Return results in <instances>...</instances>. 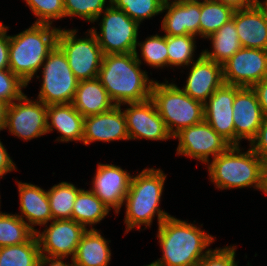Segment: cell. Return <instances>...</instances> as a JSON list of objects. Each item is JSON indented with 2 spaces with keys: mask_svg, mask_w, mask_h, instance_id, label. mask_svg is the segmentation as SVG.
Returning a JSON list of instances; mask_svg holds the SVG:
<instances>
[{
  "mask_svg": "<svg viewBox=\"0 0 267 266\" xmlns=\"http://www.w3.org/2000/svg\"><path fill=\"white\" fill-rule=\"evenodd\" d=\"M264 115L257 96L251 87H241L233 103L235 146L247 140L250 143L257 135Z\"/></svg>",
  "mask_w": 267,
  "mask_h": 266,
  "instance_id": "d6986e66",
  "label": "cell"
},
{
  "mask_svg": "<svg viewBox=\"0 0 267 266\" xmlns=\"http://www.w3.org/2000/svg\"><path fill=\"white\" fill-rule=\"evenodd\" d=\"M120 106L126 107L122 109H124L130 141L147 139L163 142L173 139L151 99L143 102L124 103Z\"/></svg>",
  "mask_w": 267,
  "mask_h": 266,
  "instance_id": "7c38bea8",
  "label": "cell"
},
{
  "mask_svg": "<svg viewBox=\"0 0 267 266\" xmlns=\"http://www.w3.org/2000/svg\"><path fill=\"white\" fill-rule=\"evenodd\" d=\"M205 40L210 41L211 50L203 49L202 54L207 59L221 65L242 48L233 19H230Z\"/></svg>",
  "mask_w": 267,
  "mask_h": 266,
  "instance_id": "4316f807",
  "label": "cell"
},
{
  "mask_svg": "<svg viewBox=\"0 0 267 266\" xmlns=\"http://www.w3.org/2000/svg\"><path fill=\"white\" fill-rule=\"evenodd\" d=\"M111 3L139 25L162 14L163 3L160 0H111Z\"/></svg>",
  "mask_w": 267,
  "mask_h": 266,
  "instance_id": "836d02e7",
  "label": "cell"
},
{
  "mask_svg": "<svg viewBox=\"0 0 267 266\" xmlns=\"http://www.w3.org/2000/svg\"><path fill=\"white\" fill-rule=\"evenodd\" d=\"M161 13V32L164 35L182 36L194 35L199 37V22L201 15V0H182L165 3Z\"/></svg>",
  "mask_w": 267,
  "mask_h": 266,
  "instance_id": "ffe728a7",
  "label": "cell"
},
{
  "mask_svg": "<svg viewBox=\"0 0 267 266\" xmlns=\"http://www.w3.org/2000/svg\"><path fill=\"white\" fill-rule=\"evenodd\" d=\"M39 257L36 234L26 243L0 247V266H38Z\"/></svg>",
  "mask_w": 267,
  "mask_h": 266,
  "instance_id": "4dcf8cb0",
  "label": "cell"
},
{
  "mask_svg": "<svg viewBox=\"0 0 267 266\" xmlns=\"http://www.w3.org/2000/svg\"><path fill=\"white\" fill-rule=\"evenodd\" d=\"M47 134L57 131L60 135L56 142L70 143L83 141L84 117L72 103L47 106Z\"/></svg>",
  "mask_w": 267,
  "mask_h": 266,
  "instance_id": "603a6c76",
  "label": "cell"
},
{
  "mask_svg": "<svg viewBox=\"0 0 267 266\" xmlns=\"http://www.w3.org/2000/svg\"><path fill=\"white\" fill-rule=\"evenodd\" d=\"M175 216H169L157 228L156 237L162 256L151 266H196L212 249L216 237L199 226Z\"/></svg>",
  "mask_w": 267,
  "mask_h": 266,
  "instance_id": "6da1fadb",
  "label": "cell"
},
{
  "mask_svg": "<svg viewBox=\"0 0 267 266\" xmlns=\"http://www.w3.org/2000/svg\"><path fill=\"white\" fill-rule=\"evenodd\" d=\"M96 168L89 189L117 215L123 207L132 175L115 164L99 162Z\"/></svg>",
  "mask_w": 267,
  "mask_h": 266,
  "instance_id": "5bb4252c",
  "label": "cell"
},
{
  "mask_svg": "<svg viewBox=\"0 0 267 266\" xmlns=\"http://www.w3.org/2000/svg\"><path fill=\"white\" fill-rule=\"evenodd\" d=\"M9 106V103L0 99V132L5 130Z\"/></svg>",
  "mask_w": 267,
  "mask_h": 266,
  "instance_id": "f6af8a7d",
  "label": "cell"
},
{
  "mask_svg": "<svg viewBox=\"0 0 267 266\" xmlns=\"http://www.w3.org/2000/svg\"><path fill=\"white\" fill-rule=\"evenodd\" d=\"M134 54L141 65L146 64L153 69L168 68L167 35L152 34L147 36L144 41H139L138 38Z\"/></svg>",
  "mask_w": 267,
  "mask_h": 266,
  "instance_id": "83f0119b",
  "label": "cell"
},
{
  "mask_svg": "<svg viewBox=\"0 0 267 266\" xmlns=\"http://www.w3.org/2000/svg\"><path fill=\"white\" fill-rule=\"evenodd\" d=\"M194 35L170 36L167 35L168 67L173 71L178 67L184 69L196 61V39ZM175 67V68H174Z\"/></svg>",
  "mask_w": 267,
  "mask_h": 266,
  "instance_id": "d6a6232c",
  "label": "cell"
},
{
  "mask_svg": "<svg viewBox=\"0 0 267 266\" xmlns=\"http://www.w3.org/2000/svg\"><path fill=\"white\" fill-rule=\"evenodd\" d=\"M256 4L263 10V12L267 15V0H259Z\"/></svg>",
  "mask_w": 267,
  "mask_h": 266,
  "instance_id": "bcb514c9",
  "label": "cell"
},
{
  "mask_svg": "<svg viewBox=\"0 0 267 266\" xmlns=\"http://www.w3.org/2000/svg\"><path fill=\"white\" fill-rule=\"evenodd\" d=\"M174 82L155 80L150 97L172 137L204 121V103L192 99Z\"/></svg>",
  "mask_w": 267,
  "mask_h": 266,
  "instance_id": "8992f818",
  "label": "cell"
},
{
  "mask_svg": "<svg viewBox=\"0 0 267 266\" xmlns=\"http://www.w3.org/2000/svg\"><path fill=\"white\" fill-rule=\"evenodd\" d=\"M43 231L37 230L36 236L40 253L74 258L77 246L87 229L72 219L51 220Z\"/></svg>",
  "mask_w": 267,
  "mask_h": 266,
  "instance_id": "9a60e30c",
  "label": "cell"
},
{
  "mask_svg": "<svg viewBox=\"0 0 267 266\" xmlns=\"http://www.w3.org/2000/svg\"><path fill=\"white\" fill-rule=\"evenodd\" d=\"M60 26L32 23L16 35H9V69L26 85L37 76L49 52L57 44Z\"/></svg>",
  "mask_w": 267,
  "mask_h": 266,
  "instance_id": "5b68a950",
  "label": "cell"
},
{
  "mask_svg": "<svg viewBox=\"0 0 267 266\" xmlns=\"http://www.w3.org/2000/svg\"><path fill=\"white\" fill-rule=\"evenodd\" d=\"M234 9L217 0H201L199 37L208 38L232 19Z\"/></svg>",
  "mask_w": 267,
  "mask_h": 266,
  "instance_id": "f1b7e54d",
  "label": "cell"
},
{
  "mask_svg": "<svg viewBox=\"0 0 267 266\" xmlns=\"http://www.w3.org/2000/svg\"><path fill=\"white\" fill-rule=\"evenodd\" d=\"M78 30L60 27L57 45L64 52L73 74L79 81L98 78L103 51L89 28L83 32L85 36L81 37L77 34Z\"/></svg>",
  "mask_w": 267,
  "mask_h": 266,
  "instance_id": "9c48e42d",
  "label": "cell"
},
{
  "mask_svg": "<svg viewBox=\"0 0 267 266\" xmlns=\"http://www.w3.org/2000/svg\"><path fill=\"white\" fill-rule=\"evenodd\" d=\"M110 4L111 0H64L65 18L77 17L93 23Z\"/></svg>",
  "mask_w": 267,
  "mask_h": 266,
  "instance_id": "e575fe53",
  "label": "cell"
},
{
  "mask_svg": "<svg viewBox=\"0 0 267 266\" xmlns=\"http://www.w3.org/2000/svg\"><path fill=\"white\" fill-rule=\"evenodd\" d=\"M27 86L10 69L0 70V99L12 104L25 94L23 90Z\"/></svg>",
  "mask_w": 267,
  "mask_h": 266,
  "instance_id": "8d00e7d4",
  "label": "cell"
},
{
  "mask_svg": "<svg viewBox=\"0 0 267 266\" xmlns=\"http://www.w3.org/2000/svg\"><path fill=\"white\" fill-rule=\"evenodd\" d=\"M110 209L90 190L82 188L76 196L71 219L86 229H97L109 214ZM88 226V227H87Z\"/></svg>",
  "mask_w": 267,
  "mask_h": 266,
  "instance_id": "484cf974",
  "label": "cell"
},
{
  "mask_svg": "<svg viewBox=\"0 0 267 266\" xmlns=\"http://www.w3.org/2000/svg\"><path fill=\"white\" fill-rule=\"evenodd\" d=\"M95 22L98 27L92 25L89 30L98 40L104 55L135 51L140 25L124 11L117 9L111 3L92 24Z\"/></svg>",
  "mask_w": 267,
  "mask_h": 266,
  "instance_id": "52a82bcc",
  "label": "cell"
},
{
  "mask_svg": "<svg viewBox=\"0 0 267 266\" xmlns=\"http://www.w3.org/2000/svg\"><path fill=\"white\" fill-rule=\"evenodd\" d=\"M196 58L186 67L188 76L180 88L192 99L205 103L224 84L223 65L207 59L202 52Z\"/></svg>",
  "mask_w": 267,
  "mask_h": 266,
  "instance_id": "e0dca14e",
  "label": "cell"
},
{
  "mask_svg": "<svg viewBox=\"0 0 267 266\" xmlns=\"http://www.w3.org/2000/svg\"><path fill=\"white\" fill-rule=\"evenodd\" d=\"M265 195H267V162H266V173H265Z\"/></svg>",
  "mask_w": 267,
  "mask_h": 266,
  "instance_id": "7dc6e473",
  "label": "cell"
},
{
  "mask_svg": "<svg viewBox=\"0 0 267 266\" xmlns=\"http://www.w3.org/2000/svg\"><path fill=\"white\" fill-rule=\"evenodd\" d=\"M173 139H178L176 154L206 164L232 145L220 136L206 121L182 129Z\"/></svg>",
  "mask_w": 267,
  "mask_h": 266,
  "instance_id": "30bf717a",
  "label": "cell"
},
{
  "mask_svg": "<svg viewBox=\"0 0 267 266\" xmlns=\"http://www.w3.org/2000/svg\"><path fill=\"white\" fill-rule=\"evenodd\" d=\"M35 231L15 212L0 211V247L28 242Z\"/></svg>",
  "mask_w": 267,
  "mask_h": 266,
  "instance_id": "1f68e13d",
  "label": "cell"
},
{
  "mask_svg": "<svg viewBox=\"0 0 267 266\" xmlns=\"http://www.w3.org/2000/svg\"><path fill=\"white\" fill-rule=\"evenodd\" d=\"M251 88L257 96L264 117H267V78L259 81Z\"/></svg>",
  "mask_w": 267,
  "mask_h": 266,
  "instance_id": "7bdbcfd3",
  "label": "cell"
},
{
  "mask_svg": "<svg viewBox=\"0 0 267 266\" xmlns=\"http://www.w3.org/2000/svg\"><path fill=\"white\" fill-rule=\"evenodd\" d=\"M81 189L71 182L61 181L47 190L52 220L71 219L73 205Z\"/></svg>",
  "mask_w": 267,
  "mask_h": 266,
  "instance_id": "f546056e",
  "label": "cell"
},
{
  "mask_svg": "<svg viewBox=\"0 0 267 266\" xmlns=\"http://www.w3.org/2000/svg\"><path fill=\"white\" fill-rule=\"evenodd\" d=\"M68 258L67 256L40 253L38 266H75L73 259L68 260V262L65 261Z\"/></svg>",
  "mask_w": 267,
  "mask_h": 266,
  "instance_id": "b9f144b4",
  "label": "cell"
},
{
  "mask_svg": "<svg viewBox=\"0 0 267 266\" xmlns=\"http://www.w3.org/2000/svg\"><path fill=\"white\" fill-rule=\"evenodd\" d=\"M240 86L223 84L204 103V121L235 146L233 103Z\"/></svg>",
  "mask_w": 267,
  "mask_h": 266,
  "instance_id": "2e32d148",
  "label": "cell"
},
{
  "mask_svg": "<svg viewBox=\"0 0 267 266\" xmlns=\"http://www.w3.org/2000/svg\"><path fill=\"white\" fill-rule=\"evenodd\" d=\"M130 141L127 131L126 117L122 106L100 114L84 117L83 141L87 146L93 142Z\"/></svg>",
  "mask_w": 267,
  "mask_h": 266,
  "instance_id": "ac0fdd59",
  "label": "cell"
},
{
  "mask_svg": "<svg viewBox=\"0 0 267 266\" xmlns=\"http://www.w3.org/2000/svg\"><path fill=\"white\" fill-rule=\"evenodd\" d=\"M248 145L255 154L267 162V117H264L256 137Z\"/></svg>",
  "mask_w": 267,
  "mask_h": 266,
  "instance_id": "f35d334b",
  "label": "cell"
},
{
  "mask_svg": "<svg viewBox=\"0 0 267 266\" xmlns=\"http://www.w3.org/2000/svg\"><path fill=\"white\" fill-rule=\"evenodd\" d=\"M141 66L134 52L103 56L98 79L115 105L150 99L155 80Z\"/></svg>",
  "mask_w": 267,
  "mask_h": 266,
  "instance_id": "3957f363",
  "label": "cell"
},
{
  "mask_svg": "<svg viewBox=\"0 0 267 266\" xmlns=\"http://www.w3.org/2000/svg\"><path fill=\"white\" fill-rule=\"evenodd\" d=\"M244 150L242 146H231L206 164L208 180L215 189L223 191L247 187L264 194L266 162L250 147Z\"/></svg>",
  "mask_w": 267,
  "mask_h": 266,
  "instance_id": "277c9868",
  "label": "cell"
},
{
  "mask_svg": "<svg viewBox=\"0 0 267 266\" xmlns=\"http://www.w3.org/2000/svg\"><path fill=\"white\" fill-rule=\"evenodd\" d=\"M9 28L6 24L0 27V70L9 69Z\"/></svg>",
  "mask_w": 267,
  "mask_h": 266,
  "instance_id": "ab89813d",
  "label": "cell"
},
{
  "mask_svg": "<svg viewBox=\"0 0 267 266\" xmlns=\"http://www.w3.org/2000/svg\"><path fill=\"white\" fill-rule=\"evenodd\" d=\"M109 243L101 230L87 229L73 258L75 266H108L112 256Z\"/></svg>",
  "mask_w": 267,
  "mask_h": 266,
  "instance_id": "d4e9b609",
  "label": "cell"
},
{
  "mask_svg": "<svg viewBox=\"0 0 267 266\" xmlns=\"http://www.w3.org/2000/svg\"><path fill=\"white\" fill-rule=\"evenodd\" d=\"M16 183L20 205V214H16L36 232L37 226L41 228L52 220L47 190L30 182L16 180Z\"/></svg>",
  "mask_w": 267,
  "mask_h": 266,
  "instance_id": "44dd1931",
  "label": "cell"
},
{
  "mask_svg": "<svg viewBox=\"0 0 267 266\" xmlns=\"http://www.w3.org/2000/svg\"><path fill=\"white\" fill-rule=\"evenodd\" d=\"M232 19L242 47L267 50V15L256 3L235 10Z\"/></svg>",
  "mask_w": 267,
  "mask_h": 266,
  "instance_id": "7402d4cb",
  "label": "cell"
},
{
  "mask_svg": "<svg viewBox=\"0 0 267 266\" xmlns=\"http://www.w3.org/2000/svg\"><path fill=\"white\" fill-rule=\"evenodd\" d=\"M37 20L34 23L50 24L65 18L64 0H23Z\"/></svg>",
  "mask_w": 267,
  "mask_h": 266,
  "instance_id": "d590c367",
  "label": "cell"
},
{
  "mask_svg": "<svg viewBox=\"0 0 267 266\" xmlns=\"http://www.w3.org/2000/svg\"><path fill=\"white\" fill-rule=\"evenodd\" d=\"M73 107L83 116L100 114L115 106L98 78L79 81L72 101Z\"/></svg>",
  "mask_w": 267,
  "mask_h": 266,
  "instance_id": "cb8c5ba5",
  "label": "cell"
},
{
  "mask_svg": "<svg viewBox=\"0 0 267 266\" xmlns=\"http://www.w3.org/2000/svg\"><path fill=\"white\" fill-rule=\"evenodd\" d=\"M267 78V50L244 48L223 64L224 84L252 87Z\"/></svg>",
  "mask_w": 267,
  "mask_h": 266,
  "instance_id": "4fadbf2b",
  "label": "cell"
},
{
  "mask_svg": "<svg viewBox=\"0 0 267 266\" xmlns=\"http://www.w3.org/2000/svg\"><path fill=\"white\" fill-rule=\"evenodd\" d=\"M13 171H17V166L0 139V180Z\"/></svg>",
  "mask_w": 267,
  "mask_h": 266,
  "instance_id": "60d3db41",
  "label": "cell"
},
{
  "mask_svg": "<svg viewBox=\"0 0 267 266\" xmlns=\"http://www.w3.org/2000/svg\"><path fill=\"white\" fill-rule=\"evenodd\" d=\"M39 71L42 77L40 79V75H37L36 78L42 83L36 99L47 106L72 103L79 80L57 44L49 52Z\"/></svg>",
  "mask_w": 267,
  "mask_h": 266,
  "instance_id": "ba28073f",
  "label": "cell"
},
{
  "mask_svg": "<svg viewBox=\"0 0 267 266\" xmlns=\"http://www.w3.org/2000/svg\"><path fill=\"white\" fill-rule=\"evenodd\" d=\"M237 246L226 245L211 249L196 266H238L236 261Z\"/></svg>",
  "mask_w": 267,
  "mask_h": 266,
  "instance_id": "74e56055",
  "label": "cell"
},
{
  "mask_svg": "<svg viewBox=\"0 0 267 266\" xmlns=\"http://www.w3.org/2000/svg\"><path fill=\"white\" fill-rule=\"evenodd\" d=\"M166 179L167 173L165 174L161 168L154 167L144 168L132 175L130 188L123 203L126 227L124 234L134 229L142 231L147 227L151 228L155 217L159 226L171 216L160 207Z\"/></svg>",
  "mask_w": 267,
  "mask_h": 266,
  "instance_id": "7a4b0ae2",
  "label": "cell"
},
{
  "mask_svg": "<svg viewBox=\"0 0 267 266\" xmlns=\"http://www.w3.org/2000/svg\"><path fill=\"white\" fill-rule=\"evenodd\" d=\"M217 1H220L225 5L231 6L234 10L245 9L256 3L255 0H217Z\"/></svg>",
  "mask_w": 267,
  "mask_h": 266,
  "instance_id": "ee69618b",
  "label": "cell"
},
{
  "mask_svg": "<svg viewBox=\"0 0 267 266\" xmlns=\"http://www.w3.org/2000/svg\"><path fill=\"white\" fill-rule=\"evenodd\" d=\"M163 4L165 3H170V2H178V1H182V0H160Z\"/></svg>",
  "mask_w": 267,
  "mask_h": 266,
  "instance_id": "c3c4849f",
  "label": "cell"
},
{
  "mask_svg": "<svg viewBox=\"0 0 267 266\" xmlns=\"http://www.w3.org/2000/svg\"><path fill=\"white\" fill-rule=\"evenodd\" d=\"M31 98L24 94L10 104L5 126L9 134L27 142L47 134V105Z\"/></svg>",
  "mask_w": 267,
  "mask_h": 266,
  "instance_id": "8fae6325",
  "label": "cell"
}]
</instances>
